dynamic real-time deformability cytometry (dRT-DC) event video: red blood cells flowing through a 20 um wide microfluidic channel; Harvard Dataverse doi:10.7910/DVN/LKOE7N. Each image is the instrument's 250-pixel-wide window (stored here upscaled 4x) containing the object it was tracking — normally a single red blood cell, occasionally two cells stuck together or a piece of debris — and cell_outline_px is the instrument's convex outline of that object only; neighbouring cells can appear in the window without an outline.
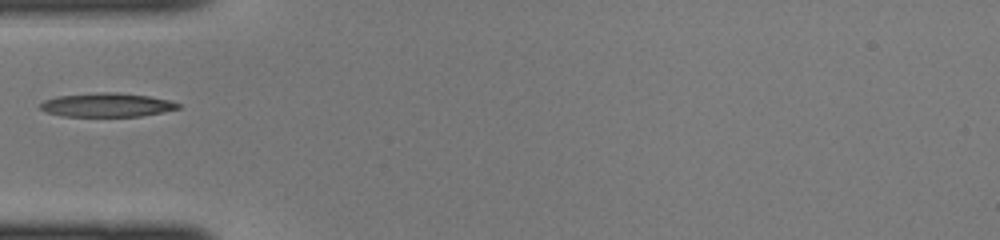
{"species": "common noctule bat (a hibernating species)", "species_latin": "Nyctalus noctula", "temperature_condition": "cold", "stored_images_in_passage": 20, "camera_frame_rate_fps": 3000, "um_per_image_px": 0.085, "animal": {"sex": "female", "body_mass_g": 22.0, "forearm_length_mm": 56.7}, "frame": {"image": 1, "passage_image": 1, "time_ms": 0.0, "image_size_px": [1000, 240], "cell_outline_px": [[180, 108], [140, 116], [64, 116], [48, 112], [40, 108], [40, 104], [44, 100], [56, 96], [100, 92], [116, 92], [148, 96], [168, 100], [180, 104]], "centroid_in_image_um": [9.06, 8.91], "position_along_channel_um": 75.9, "area_um2": 18.9}}